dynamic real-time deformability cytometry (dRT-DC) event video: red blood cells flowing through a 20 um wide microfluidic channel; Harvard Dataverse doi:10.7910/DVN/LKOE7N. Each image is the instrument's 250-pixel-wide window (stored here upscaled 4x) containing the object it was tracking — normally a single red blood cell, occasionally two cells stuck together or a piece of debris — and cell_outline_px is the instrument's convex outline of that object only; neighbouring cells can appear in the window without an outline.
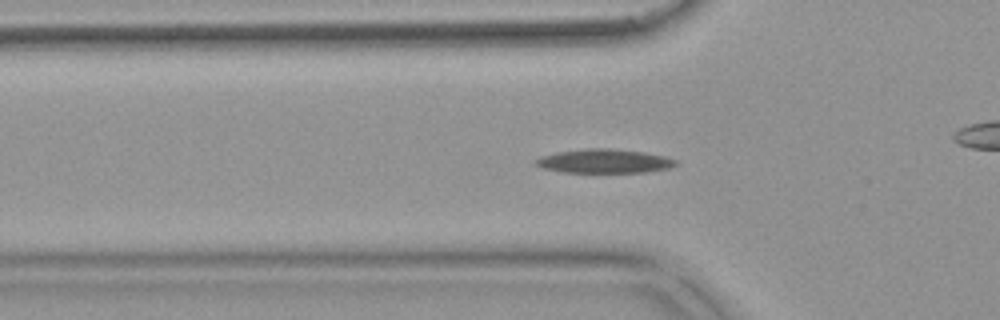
{"species": "common noctule bat (a hibernating species)", "species_latin": "Nyctalus noctula", "temperature_condition": "warm", "stored_images_in_passage": 46, "camera_frame_rate_fps": 3000, "um_per_image_px": 0.085, "animal": {"sex": "female", "body_mass_g": 18.4}, "frame": {"image": 1, "passage_image": 17, "time_ms": 5.333, "image_size_px": [1000, 320], "cell_outline_px": [[676, 164], [668, 168], [644, 172], [564, 172], [544, 168], [536, 164], [536, 160], [540, 156], [560, 152], [588, 148], [604, 148], [640, 152], [664, 156], [676, 160]], "centroid_in_image_um": [51.35, 13.7], "position_along_channel_um": 74.4, "area_um2": 18.96}}
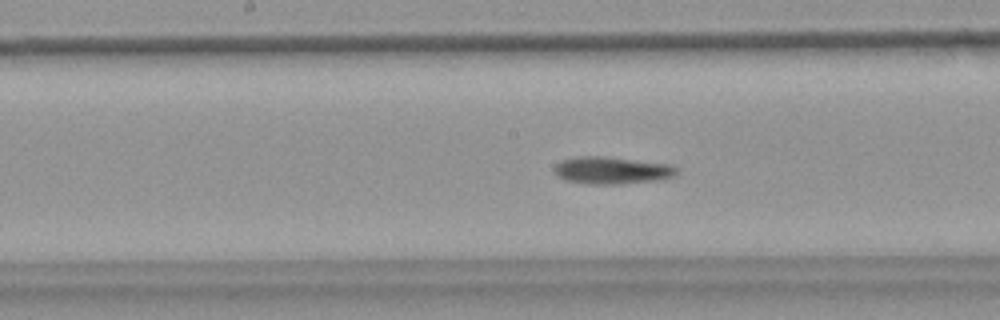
{"frame": {"image": 2, "passage_image": 27, "time_ms": 8.667, "image_size_px": [1000, 320], "cell_outline_px": [[676, 172], [672, 176], [656, 180], [620, 184], [588, 184], [568, 180], [560, 176], [556, 172], [556, 164], [564, 160], [580, 156], [600, 156], [668, 164], [676, 168]], "centroid_in_image_um": [52.01, 14.48], "position_along_channel_um": 196.2, "area_um2": 18.73}}
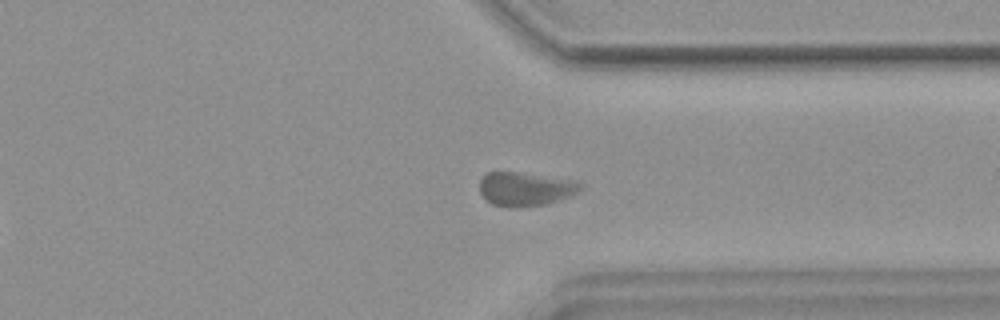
{"frame": {"image": 3, "passage_image": 41, "time_ms": 13.333, "image_size_px": [1000, 320], "cell_outline_px": [[584, 184], [572, 196], [544, 204], [516, 208], [508, 208], [492, 204], [480, 192], [480, 180], [488, 172], [516, 172], [572, 180]], "centroid_in_image_um": [44.64, 16.07], "position_along_channel_um": 366.8, "area_um2": 19.65}, "authors_computed_cell_mechanics": {"area_um2": 18.9584, "velocity_mm_per_s": 3.6541, "shape_relaxation_time_tau1_ms": 8.5421, "shape_relaxation_time_tau2_ms": 6.4115, "deformation_change_tau1": 0.1603, "deformation_change_tau2": 0.0846}}